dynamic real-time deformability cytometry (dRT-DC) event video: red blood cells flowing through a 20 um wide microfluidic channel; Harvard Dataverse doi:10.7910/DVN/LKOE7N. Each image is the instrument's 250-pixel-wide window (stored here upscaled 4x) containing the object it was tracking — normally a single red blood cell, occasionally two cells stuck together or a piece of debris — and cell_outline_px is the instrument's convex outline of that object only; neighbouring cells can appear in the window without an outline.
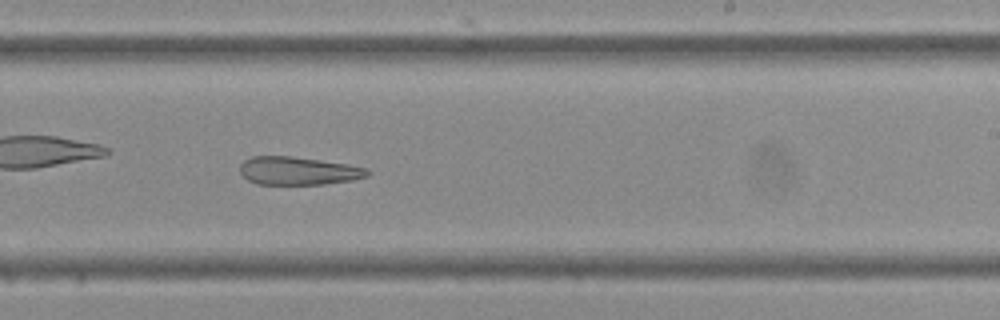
{"species": "Egyptian fruit bat (a non-hibernating species)", "species_latin": "Rousettus aegyptiacus", "temperature_condition": "cold", "stored_images_in_passage": 45, "camera_frame_rate_fps": 3000, "um_per_image_px": 0.085, "frame": {"image": 1, "passage_image": 26, "time_ms": 8.333, "image_size_px": [1000, 320], "cell_outline_px": [[372, 172], [368, 176], [352, 180], [324, 184], [256, 184], [248, 180], [240, 172], [240, 164], [244, 160], [252, 156], [292, 156], [348, 164], [368, 168]], "centroid_in_image_um": [25.37, 14.52], "position_along_channel_um": 263.6, "area_um2": 20.98}}
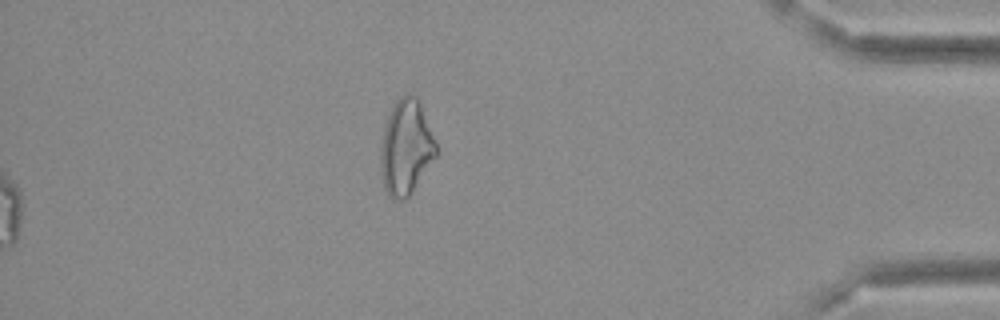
{"frame": {"image": 2, "passage_image": 45, "time_ms": 14.667, "image_size_px": [1000, 320], "cell_outline_px": [[440, 152], [412, 192], [404, 200], [392, 200], [388, 196], [384, 188], [380, 164], [380, 148], [384, 128], [388, 116], [396, 100], [404, 92], [408, 92], [416, 96], [420, 104]], "centroid_in_image_um": [34.51, 12.55], "position_along_channel_um": 400.7, "area_um2": 31.04}}